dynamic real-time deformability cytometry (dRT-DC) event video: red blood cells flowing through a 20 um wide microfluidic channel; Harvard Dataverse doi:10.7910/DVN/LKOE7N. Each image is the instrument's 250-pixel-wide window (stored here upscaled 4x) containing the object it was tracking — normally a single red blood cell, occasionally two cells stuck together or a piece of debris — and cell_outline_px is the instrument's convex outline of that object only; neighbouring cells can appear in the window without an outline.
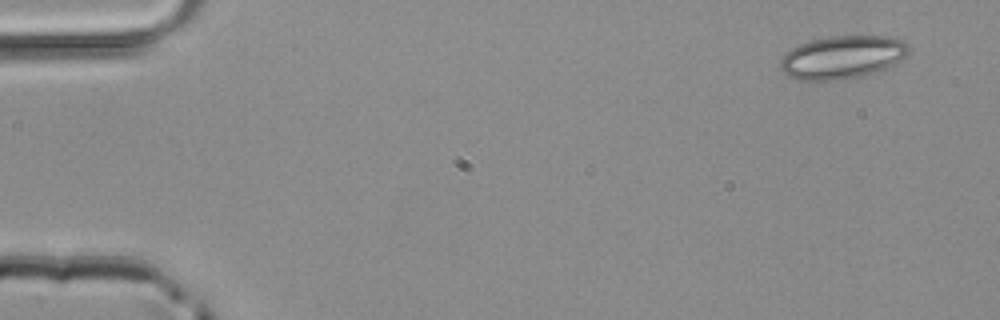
{"species": "common noctule bat (a hibernating species)", "species_latin": "Nyctalus noctula", "temperature_condition": "room temperature", "stored_images_in_passage": 13, "camera_frame_rate_fps": 3000, "um_per_image_px": 0.085, "animal": {"sex": "male", "body_mass_g": 20.4}, "frame": {"image": 1, "passage_image": 1, "time_ms": 0.0, "image_size_px": [1000, 320], "cell_outline_px": [[912, 48], [908, 56], [876, 72], [864, 76], [840, 80], [800, 80], [788, 76], [780, 68], [780, 60], [784, 52], [800, 44], [812, 40], [832, 36], [888, 36], [904, 40]], "centroid_in_image_um": [71.63, 4.86], "position_along_channel_um": 13.4, "area_um2": 32.48}}